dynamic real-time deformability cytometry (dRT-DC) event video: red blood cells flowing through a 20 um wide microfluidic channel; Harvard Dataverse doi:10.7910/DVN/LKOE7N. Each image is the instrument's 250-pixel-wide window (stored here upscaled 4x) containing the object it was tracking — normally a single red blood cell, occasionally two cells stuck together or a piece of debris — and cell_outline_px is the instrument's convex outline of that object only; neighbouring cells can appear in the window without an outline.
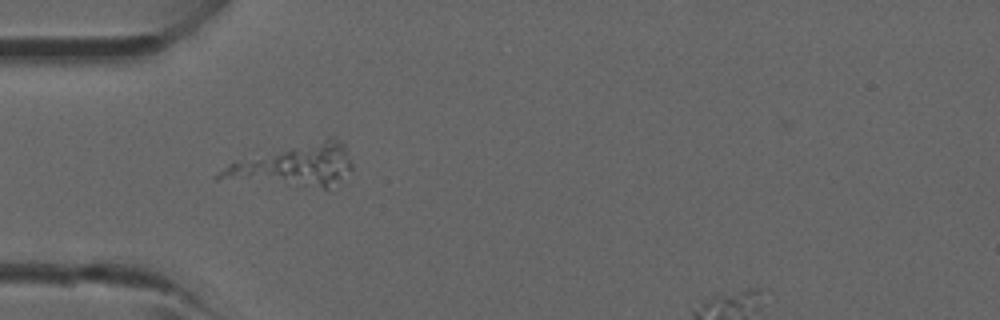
{"species": "common noctule bat (a hibernating species)", "species_latin": "Nyctalus noctula", "temperature_condition": "room temperature", "stored_images_in_passage": 6, "camera_frame_rate_fps": 3000, "um_per_image_px": 0.085, "animal": {"sex": "male", "forearm_length_mm": 52.5}, "frame": {"image": 1, "passage_image": 5, "time_ms": 5.0, "image_size_px": [1000, 320], "cell_outline_px": [[352, 168], [328, 188], [324, 188], [216, 180], [212, 176], [228, 164], [328, 132], [344, 144], [352, 164]], "centroid_in_image_um": [24.97, 13.99], "position_along_channel_um": 60.0, "area_um2": 33.58}}
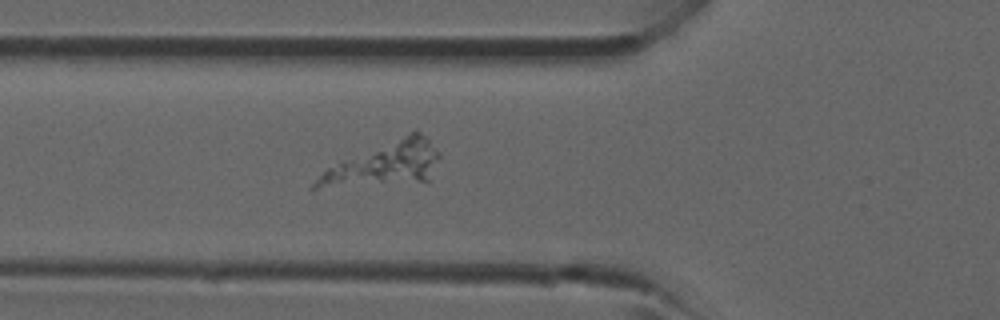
{"frame": {"image": 2, "passage_image": 6, "time_ms": 6.0, "image_size_px": [1000, 320], "cell_outline_px": [[440, 156], [428, 180], [316, 188], [308, 188], [328, 168], [416, 128], [440, 152]], "centroid_in_image_um": [32.75, 13.91], "position_along_channel_um": 93.1, "area_um2": 30.23}}